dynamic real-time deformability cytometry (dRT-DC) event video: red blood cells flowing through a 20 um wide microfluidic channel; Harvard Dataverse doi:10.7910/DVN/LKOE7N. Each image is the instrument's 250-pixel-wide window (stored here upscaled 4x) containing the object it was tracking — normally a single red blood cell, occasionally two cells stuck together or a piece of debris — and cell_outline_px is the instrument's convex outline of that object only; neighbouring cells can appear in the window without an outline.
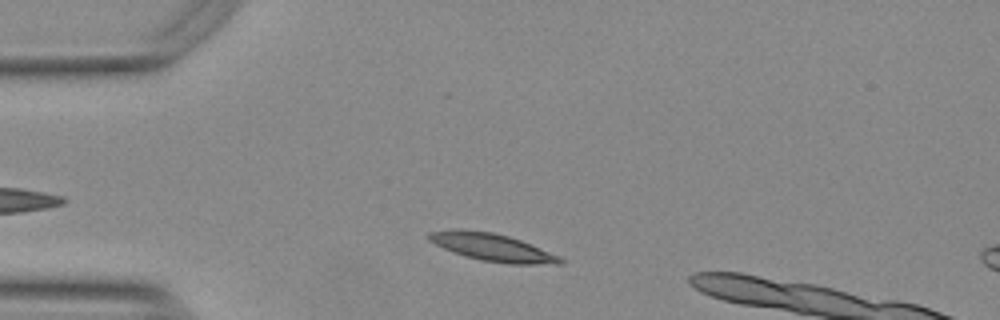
{"species": "Egyptian fruit bat (a non-hibernating species)", "species_latin": "Rousettus aegyptiacus", "temperature_condition": "warm", "stored_images_in_passage": 39, "camera_frame_rate_fps": 3000, "um_per_image_px": 0.085, "animal": {"sex": "female"}, "frame": {"image": 1, "passage_image": 6, "time_ms": 1.667, "image_size_px": [1000, 320], "cell_outline_px": [[564, 264], [508, 264], [480, 260], [464, 256], [452, 252], [428, 240], [424, 236], [428, 232], [492, 232], [508, 236], [520, 240], [560, 256], [564, 260]], "centroid_in_image_um": [41.93, 21.08], "position_along_channel_um": 43.1, "area_um2": 20.35}}
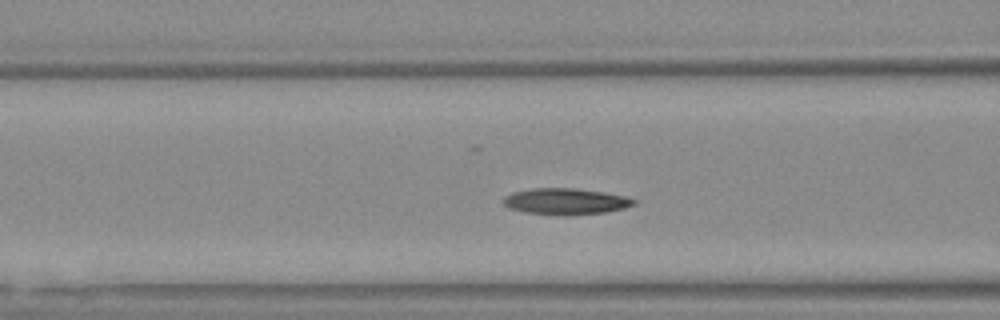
{"frame": {"image": 2, "passage_image": 14, "time_ms": 4.333, "image_size_px": [1000, 320], "cell_outline_px": [[636, 204], [624, 208], [604, 212], [568, 216], [564, 216], [528, 212], [508, 208], [500, 200], [504, 196], [512, 192], [532, 188], [572, 188], [604, 192], [628, 196], [636, 200]], "centroid_in_image_um": [48.07, 17.12], "position_along_channel_um": 118.5, "area_um2": 20.17}}
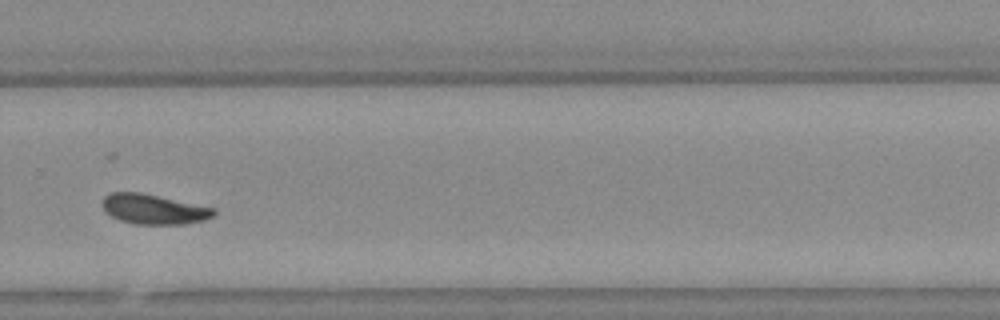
{"frame": {"image": 3, "passage_image": 30, "time_ms": 9.667, "image_size_px": [1000, 320], "cell_outline_px": [[216, 212], [212, 216], [204, 220], [184, 224], [136, 224], [120, 220], [104, 212], [100, 204], [104, 196], [108, 192], [140, 192], [216, 208]], "centroid_in_image_um": [13.02, 17.77], "position_along_channel_um": 316.8, "area_um2": 19.59}, "authors_computed_cell_mechanics": {"area_um2": 19.8254, "velocity_mm_per_s": 3.7291, "shape_relaxation_time_tau1_ms": 3.8203, "shape_relaxation_time_tau2_ms": 7.4408, "deformation_change_tau1": 0.1183, "deformation_change_tau2": 0.1305}}